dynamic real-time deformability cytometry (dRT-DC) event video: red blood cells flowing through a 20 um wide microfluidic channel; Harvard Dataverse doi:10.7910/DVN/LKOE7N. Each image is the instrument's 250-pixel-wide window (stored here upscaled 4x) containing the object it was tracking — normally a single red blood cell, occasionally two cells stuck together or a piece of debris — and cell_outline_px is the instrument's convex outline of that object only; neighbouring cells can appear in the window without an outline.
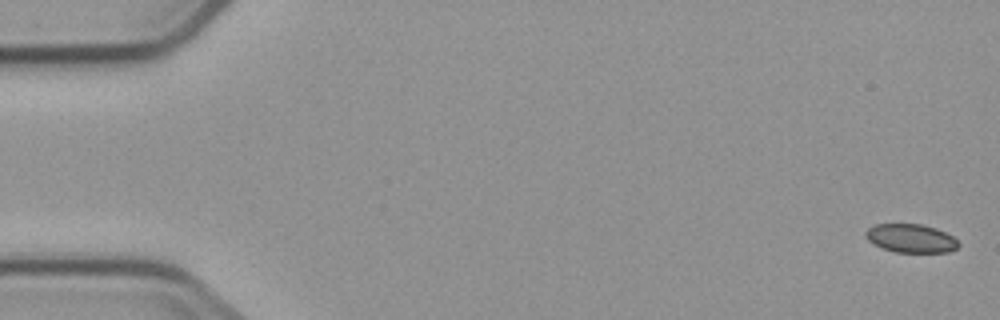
{"species": "common noctule bat (a hibernating species)", "species_latin": "Nyctalus noctula", "temperature_condition": "cold", "stored_images_in_passage": 5, "camera_frame_rate_fps": 3000, "um_per_image_px": 0.085, "animal": {"sex": "male", "body_mass_g": 23.1, "forearm_length_mm": 52.7}, "frame": {"image": 1, "passage_image": 1, "time_ms": 0.0, "image_size_px": [1000, 320], "cell_outline_px": [[960, 244], [956, 248], [948, 252], [896, 252], [884, 248], [868, 240], [864, 236], [864, 232], [868, 228], [876, 224], [920, 224], [936, 228], [952, 236]], "centroid_in_image_um": [77.42, 20.25], "position_along_channel_um": 7.6, "area_um2": 15.26}}
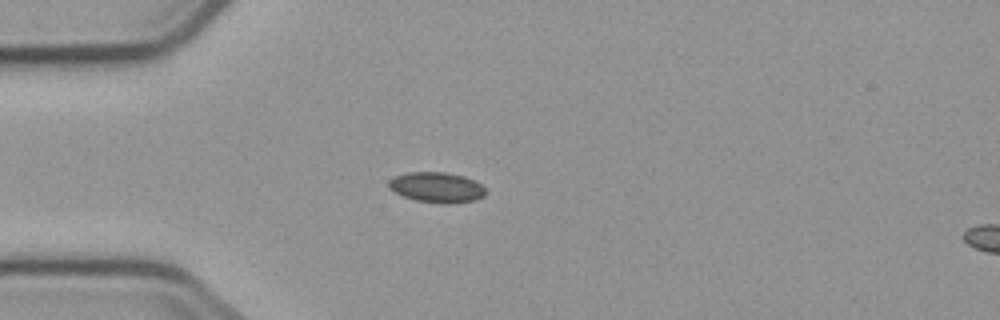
{"frame": {"image": 2, "passage_image": 5, "time_ms": 4.667, "image_size_px": [1000, 320], "cell_outline_px": [[484, 196], [476, 200], [448, 204], [444, 204], [416, 200], [404, 196], [388, 188], [388, 180], [396, 176], [408, 172], [444, 172], [464, 176], [480, 184], [484, 188]], "centroid_in_image_um": [37.11, 15.93], "position_along_channel_um": 47.9, "area_um2": 16.99}}